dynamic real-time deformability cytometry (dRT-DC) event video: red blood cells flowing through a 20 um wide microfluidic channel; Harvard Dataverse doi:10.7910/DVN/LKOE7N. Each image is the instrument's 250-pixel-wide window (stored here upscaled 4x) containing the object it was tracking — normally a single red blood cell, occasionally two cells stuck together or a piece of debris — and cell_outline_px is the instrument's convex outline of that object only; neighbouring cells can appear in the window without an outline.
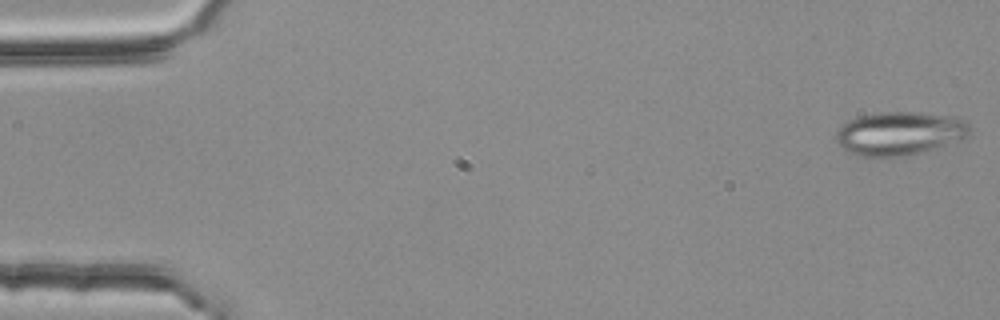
{"species": "common noctule bat (a hibernating species)", "species_latin": "Nyctalus noctula", "temperature_condition": "room temperature", "stored_images_in_passage": 54, "camera_frame_rate_fps": 3000, "um_per_image_px": 0.085, "animal": {"sex": "female", "body_mass_g": 25.1}, "frame": {"image": 1, "passage_image": 1, "time_ms": 0.0, "image_size_px": [1000, 320], "cell_outline_px": [[968, 136], [964, 140], [920, 152], [900, 156], [856, 156], [848, 152], [836, 140], [836, 132], [848, 120], [856, 116], [880, 112], [920, 112], [960, 116], [968, 120]], "centroid_in_image_um": [76.52, 11.31], "position_along_channel_um": 8.5, "area_um2": 34.16}}
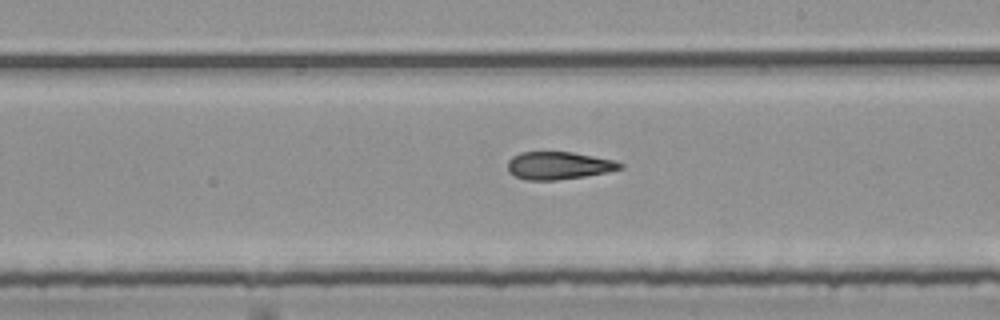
{"frame": {"image": 2, "passage_image": 31, "time_ms": 10.0, "image_size_px": [1000, 320], "cell_outline_px": [[624, 168], [608, 172], [584, 176], [556, 180], [524, 180], [508, 172], [508, 160], [512, 156], [520, 152], [572, 152], [616, 160], [624, 164]], "centroid_in_image_um": [47.5, 14.07], "position_along_channel_um": 241.5, "area_um2": 18.26}}
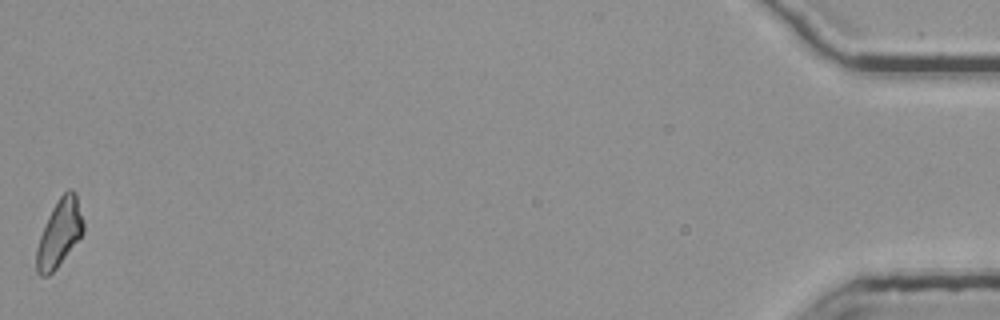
{"frame": {"image": 3, "passage_image": 54, "time_ms": 17.667, "image_size_px": [1000, 320], "cell_outline_px": [[84, 232], [56, 268], [48, 276], [40, 276], [36, 272], [36, 248], [40, 236], [48, 216], [52, 208], [60, 196], [68, 188], [72, 188], [76, 192], [84, 220]], "centroid_in_image_um": [5.06, 19.79], "position_along_channel_um": 430.1, "area_um2": 18.38}, "authors_computed_cell_mechanics": {"area_um2": 19.074, "velocity_mm_per_s": 3.7764, "shape_relaxation_time_tau1_ms": null, "shape_relaxation_time_tau2_ms": 3.35, "deformation_change_tau1": null, "deformation_change_tau2": 0.1322}}